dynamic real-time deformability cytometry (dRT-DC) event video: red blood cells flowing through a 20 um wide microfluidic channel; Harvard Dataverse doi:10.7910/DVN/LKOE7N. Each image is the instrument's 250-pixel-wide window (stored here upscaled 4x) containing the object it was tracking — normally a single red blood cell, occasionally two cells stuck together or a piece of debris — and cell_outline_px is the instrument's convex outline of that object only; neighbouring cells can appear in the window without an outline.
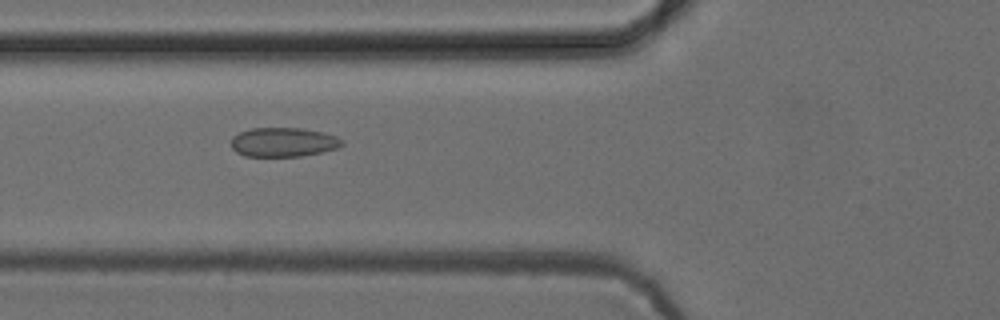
{"species": "common noctule bat (a hibernating species)", "species_latin": "Nyctalus noctula", "temperature_condition": "cold", "stored_images_in_passage": 50, "camera_frame_rate_fps": 3000, "um_per_image_px": 0.085, "animal": {"sex": "female", "body_mass_g": 24.6, "forearm_length_mm": 56.2}, "frame": {"image": 1, "passage_image": 17, "time_ms": 5.333, "image_size_px": [1000, 320], "cell_outline_px": [[344, 144], [336, 148], [320, 152], [300, 156], [244, 156], [236, 152], [232, 148], [232, 136], [240, 132], [252, 128], [300, 128], [320, 132], [336, 136], [344, 140]], "centroid_in_image_um": [24.07, 12.08], "position_along_channel_um": 101.7, "area_um2": 18.73}}
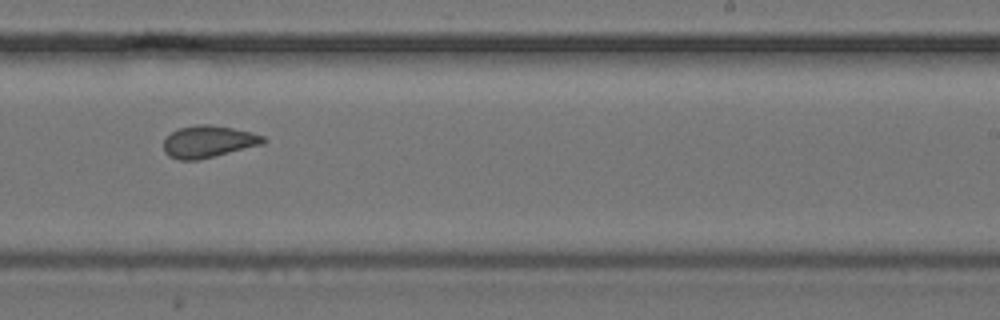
{"frame": {"image": 2, "passage_image": 30, "time_ms": 9.667, "image_size_px": [1000, 320], "cell_outline_px": [[268, 140], [264, 144], [196, 160], [180, 160], [168, 156], [164, 152], [164, 140], [172, 132], [180, 128], [196, 124], [212, 124], [252, 132], [264, 136]], "centroid_in_image_um": [17.73, 12.03], "position_along_channel_um": 271.3, "area_um2": 18.55}}
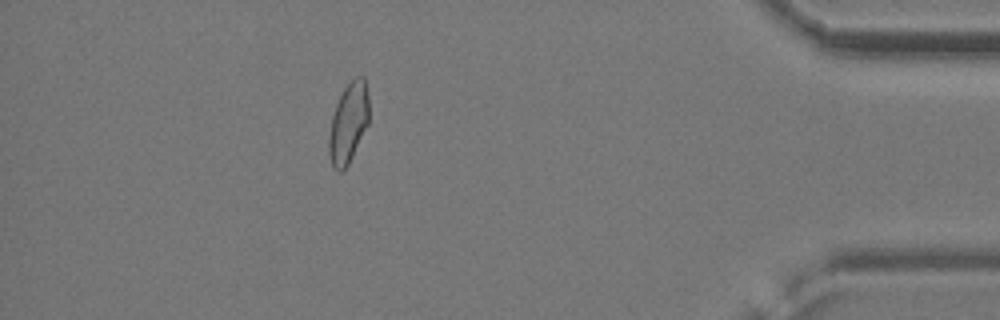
{"frame": {"image": 3, "passage_image": 44, "time_ms": 14.333, "image_size_px": [1000, 320], "cell_outline_px": [[368, 124], [348, 164], [340, 172], [336, 172], [332, 168], [328, 152], [328, 136], [332, 116], [336, 104], [344, 88], [356, 76], [364, 76], [368, 96]], "centroid_in_image_um": [29.59, 10.48], "position_along_channel_um": 405.6, "area_um2": 18.67}, "authors_computed_cell_mechanics": {"area_um2": 18.9006, "velocity_mm_per_s": 3.9067, "shape_relaxation_time_tau1_ms": null, "shape_relaxation_time_tau2_ms": 1.2804, "deformation_change_tau1": null, "deformation_change_tau2": 0.083}}